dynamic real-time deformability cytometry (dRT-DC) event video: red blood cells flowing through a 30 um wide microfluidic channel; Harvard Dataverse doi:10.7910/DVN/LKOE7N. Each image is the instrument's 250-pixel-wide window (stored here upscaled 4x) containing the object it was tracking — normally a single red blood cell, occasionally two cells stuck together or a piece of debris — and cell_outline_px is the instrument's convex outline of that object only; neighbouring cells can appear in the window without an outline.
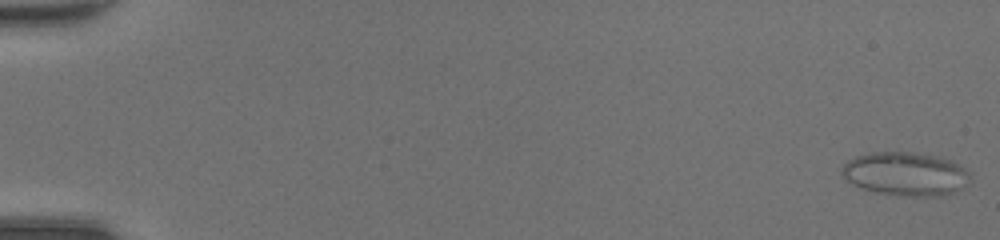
{"species": "common noctule bat (a hibernating species)", "species_latin": "Nyctalus noctula", "temperature_condition": "room temperature", "stored_images_in_passage": 48, "camera_frame_rate_fps": 3000, "um_per_image_px": 0.085, "animal": {"sex": "female", "body_mass_g": 20.0, "forearm_length_mm": 54.0}, "frame": {"image": 1, "passage_image": 1, "time_ms": 0.0, "image_size_px": [1000, 240], "cell_outline_px": [[968, 184], [944, 196], [900, 196], [876, 192], [860, 188], [852, 184], [840, 172], [840, 168], [848, 160], [856, 156], [872, 152], [912, 152], [936, 156], [952, 160], [964, 168], [968, 172]], "centroid_in_image_um": [76.94, 14.78], "position_along_channel_um": 8.1, "area_um2": 32.6}}
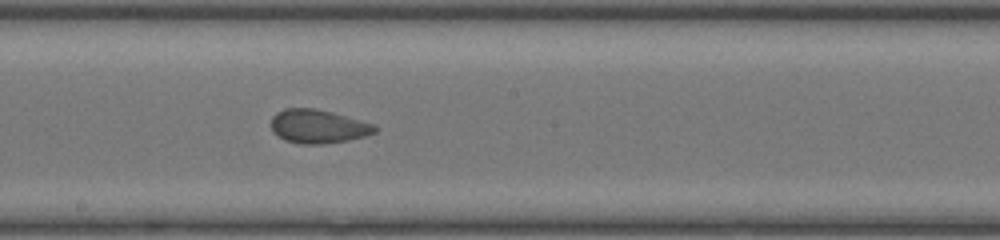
{"frame": {"image": 2, "passage_image": 28, "time_ms": 9.0, "image_size_px": [1000, 240], "cell_outline_px": [[376, 132], [364, 136], [348, 140], [320, 144], [300, 144], [284, 140], [272, 132], [272, 116], [276, 112], [284, 108], [316, 108], [332, 112], [376, 124]], "centroid_in_image_um": [27.02, 10.74], "position_along_channel_um": 221.2, "area_um2": 20.46}}
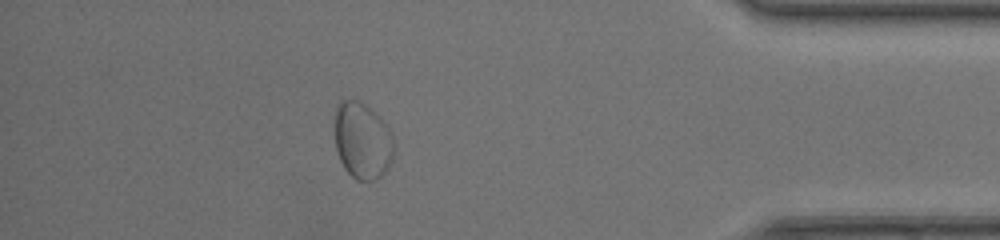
{"frame": {"image": 3, "passage_image": 43, "time_ms": 14.0, "image_size_px": [1000, 240], "cell_outline_px": [[392, 160], [384, 172], [376, 180], [356, 180], [344, 168], [340, 160], [336, 148], [336, 104], [340, 100], [352, 96], [360, 100], [372, 108], [380, 116], [392, 132]], "centroid_in_image_um": [30.8, 11.89], "position_along_channel_um": 404.4, "area_um2": 26.7}}